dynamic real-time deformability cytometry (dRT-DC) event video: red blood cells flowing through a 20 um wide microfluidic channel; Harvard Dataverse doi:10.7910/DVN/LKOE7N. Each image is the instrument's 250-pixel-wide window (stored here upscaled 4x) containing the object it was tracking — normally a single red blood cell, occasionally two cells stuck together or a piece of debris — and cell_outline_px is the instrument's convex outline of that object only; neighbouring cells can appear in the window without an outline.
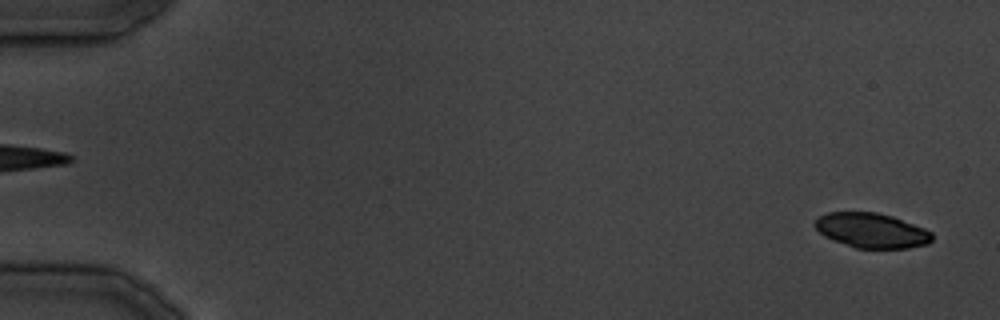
{"species": "common noctule bat (a hibernating species)", "species_latin": "Nyctalus noctula", "temperature_condition": "cold", "stored_images_in_passage": 38, "camera_frame_rate_fps": 3000, "um_per_image_px": 0.085, "animal": {"sex": "male", "body_mass_g": 19.5, "forearm_length_mm": 54.6}, "frame": {"image": 1, "passage_image": 1, "time_ms": 0.0, "image_size_px": [1000, 320], "cell_outline_px": [[932, 240], [928, 244], [908, 248], [856, 248], [832, 240], [824, 236], [812, 224], [820, 216], [828, 212], [876, 212], [892, 216], [924, 228], [932, 232]], "centroid_in_image_um": [74.08, 19.59], "position_along_channel_um": 10.9, "area_um2": 23.76}}
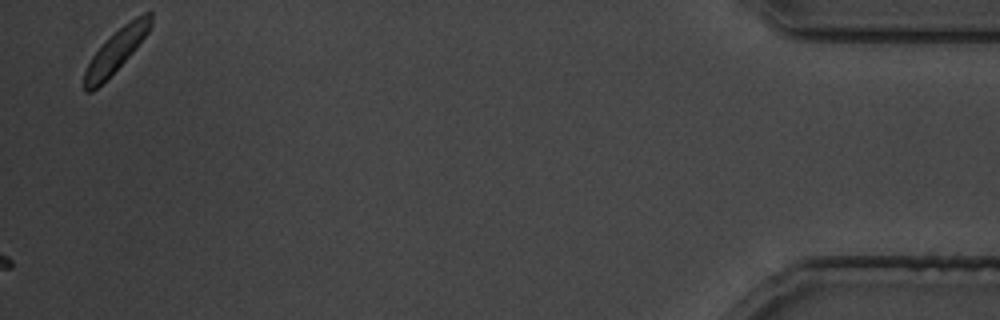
{"frame": {"image": 2, "passage_image": 38, "time_ms": 46.0, "image_size_px": [1000, 320], "cell_outline_px": [[152, 24], [148, 32], [132, 52], [92, 92], [84, 92], [84, 72], [92, 56], [124, 24], [136, 16], [144, 12], [152, 12]], "centroid_in_image_um": [9.88, 4.29], "position_along_channel_um": 425.3, "area_um2": 15.61}}